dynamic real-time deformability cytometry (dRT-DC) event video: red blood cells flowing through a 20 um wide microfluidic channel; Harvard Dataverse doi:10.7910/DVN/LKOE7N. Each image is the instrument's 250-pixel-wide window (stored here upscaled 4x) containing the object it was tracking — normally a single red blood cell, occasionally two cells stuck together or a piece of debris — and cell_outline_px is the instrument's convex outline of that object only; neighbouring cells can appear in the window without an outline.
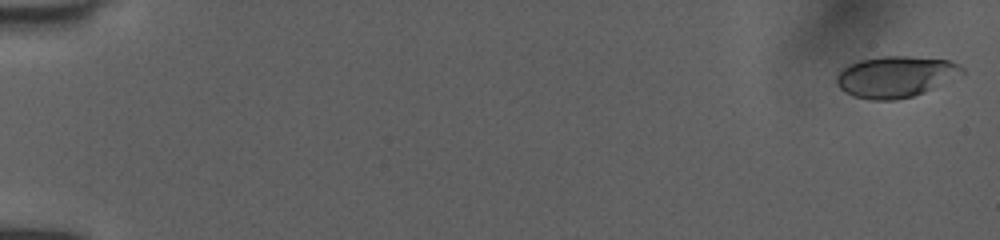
{"species": "human", "species_latin": "Homo sapiens", "temperature_condition": "room temperature", "stored_images_in_passage": 52, "camera_frame_rate_fps": 3000, "um_per_image_px": 0.085, "donor": {"sex": "female"}, "frame": {"image": 1, "passage_image": 1, "time_ms": 0.0, "image_size_px": [1000, 240], "cell_outline_px": [[964, 72], [924, 92], [912, 96], [896, 100], [872, 100], [852, 96], [844, 92], [836, 84], [836, 76], [848, 64], [860, 60], [884, 56], [908, 56], [948, 60], [960, 64], [964, 68]], "centroid_in_image_um": [76.08, 6.52], "position_along_channel_um": 8.9, "area_um2": 29.94}}
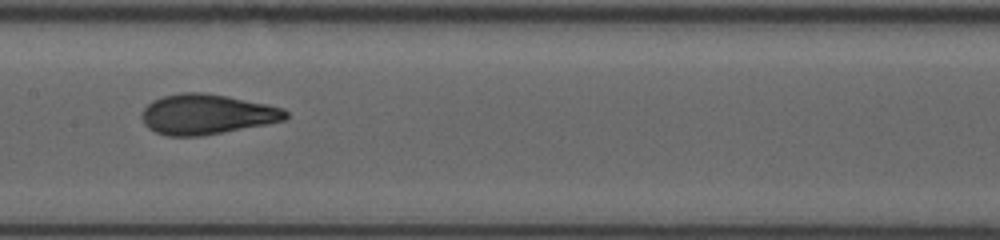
{"frame": {"image": 2, "passage_image": 28, "time_ms": 9.0, "image_size_px": [1000, 240], "cell_outline_px": [[288, 116], [284, 120], [268, 124], [200, 136], [168, 136], [156, 132], [148, 128], [144, 124], [140, 116], [140, 112], [152, 100], [164, 96], [180, 92], [204, 92], [228, 96], [268, 104], [284, 108], [288, 112]], "centroid_in_image_um": [17.56, 9.7], "position_along_channel_um": 189.8, "area_um2": 33.93}}
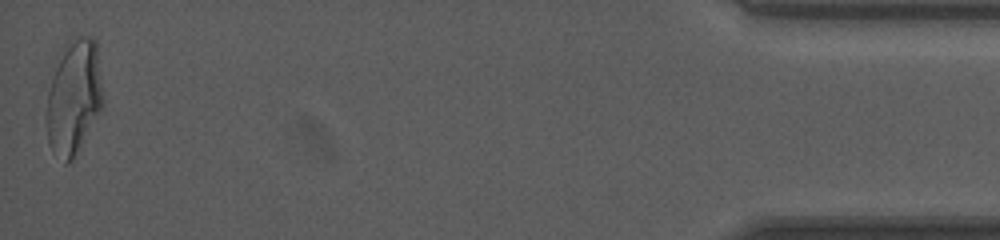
{"frame": {"image": 3, "passage_image": 52, "time_ms": 17.0, "image_size_px": [1000, 240], "cell_outline_px": [[104, 104], [72, 160], [68, 164], [64, 164], [52, 152], [48, 144], [44, 116], [48, 92], [56, 68], [68, 40], [72, 36], [92, 36], [96, 40], [104, 96]], "centroid_in_image_um": [6.27, 8.29], "position_along_channel_um": 428.9, "area_um2": 38.03}, "authors_computed_cell_mechanics": {"area_um2": 33.0327, "velocity_mm_per_s": 4.0211, "shape_relaxation_time_tau1_ms": 6.3053, "shape_relaxation_time_tau2_ms": 0.9071, "deformation_change_tau1": 0.212, "deformation_change_tau2": 0.0696}}